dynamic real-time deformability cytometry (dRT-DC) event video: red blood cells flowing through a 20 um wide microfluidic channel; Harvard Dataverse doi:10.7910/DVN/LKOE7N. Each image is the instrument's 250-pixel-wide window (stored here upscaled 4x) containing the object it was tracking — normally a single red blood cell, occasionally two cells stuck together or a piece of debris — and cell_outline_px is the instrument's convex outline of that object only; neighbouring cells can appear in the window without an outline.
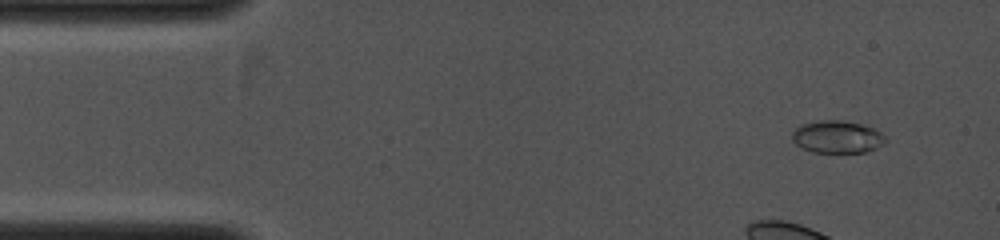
{"species": "common noctule bat (a hibernating species)", "species_latin": "Nyctalus noctula", "temperature_condition": "cold", "stored_images_in_passage": 7, "camera_frame_rate_fps": 4000, "um_per_image_px": 0.085, "animal": {"sex": "female", "body_mass_g": 19.0, "forearm_length_mm": 53.3}, "frame": {"image": 1, "passage_image": 1, "time_ms": 0.0, "image_size_px": [1000, 240], "cell_outline_px": [[888, 140], [884, 144], [876, 148], [864, 152], [812, 152], [796, 144], [792, 140], [792, 132], [800, 124], [816, 120], [844, 120], [860, 124], [872, 128], [880, 132]], "centroid_in_image_um": [71.15, 11.62], "position_along_channel_um": 13.9, "area_um2": 17.69}}